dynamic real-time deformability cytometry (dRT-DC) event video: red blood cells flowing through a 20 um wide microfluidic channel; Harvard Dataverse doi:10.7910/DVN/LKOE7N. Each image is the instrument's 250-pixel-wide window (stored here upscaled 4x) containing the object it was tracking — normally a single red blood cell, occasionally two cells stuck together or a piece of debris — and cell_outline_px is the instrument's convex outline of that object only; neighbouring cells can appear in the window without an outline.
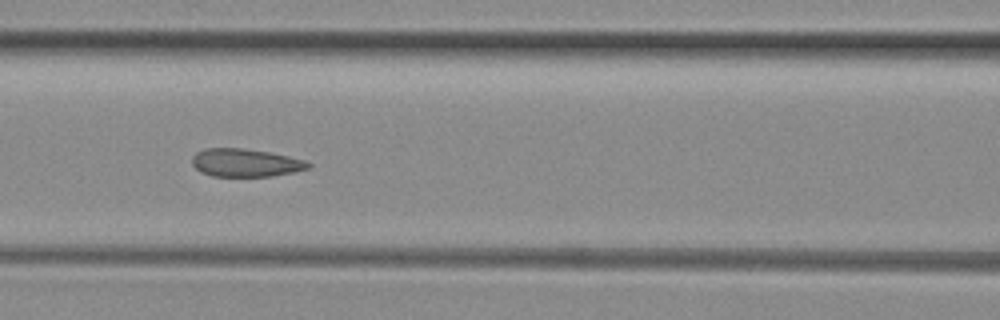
{"species": "common noctule bat (a hibernating species)", "species_latin": "Nyctalus noctula", "temperature_condition": "room temperature", "stored_images_in_passage": 6, "camera_frame_rate_fps": 3000, "um_per_image_px": 0.085, "animal": {"sex": "female", "body_mass_g": 29.2, "forearm_length_mm": 56.3}, "frame": {"image": 1, "passage_image": 5, "time_ms": 1.333, "image_size_px": [1000, 320], "cell_outline_px": [[312, 168], [296, 172], [272, 176], [212, 176], [200, 172], [192, 164], [192, 156], [196, 152], [204, 148], [240, 148], [268, 152], [288, 156], [304, 160], [312, 164]], "centroid_in_image_um": [20.88, 13.84], "position_along_channel_um": 145.7, "area_um2": 19.07}}
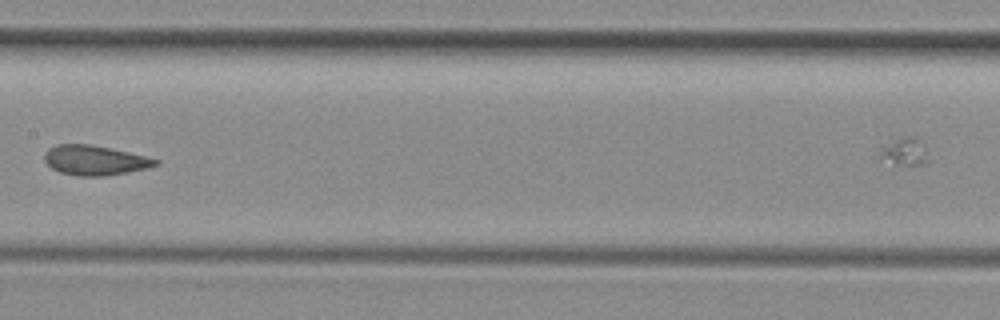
{"frame": {"image": 2, "passage_image": 6, "time_ms": 1.667, "image_size_px": [1000, 320], "cell_outline_px": [[160, 164], [148, 168], [100, 176], [76, 176], [60, 172], [52, 168], [44, 160], [44, 152], [48, 148], [56, 144], [92, 144], [148, 156], [160, 160]], "centroid_in_image_um": [8.06, 13.61], "position_along_channel_um": 199.3, "area_um2": 19.36}}